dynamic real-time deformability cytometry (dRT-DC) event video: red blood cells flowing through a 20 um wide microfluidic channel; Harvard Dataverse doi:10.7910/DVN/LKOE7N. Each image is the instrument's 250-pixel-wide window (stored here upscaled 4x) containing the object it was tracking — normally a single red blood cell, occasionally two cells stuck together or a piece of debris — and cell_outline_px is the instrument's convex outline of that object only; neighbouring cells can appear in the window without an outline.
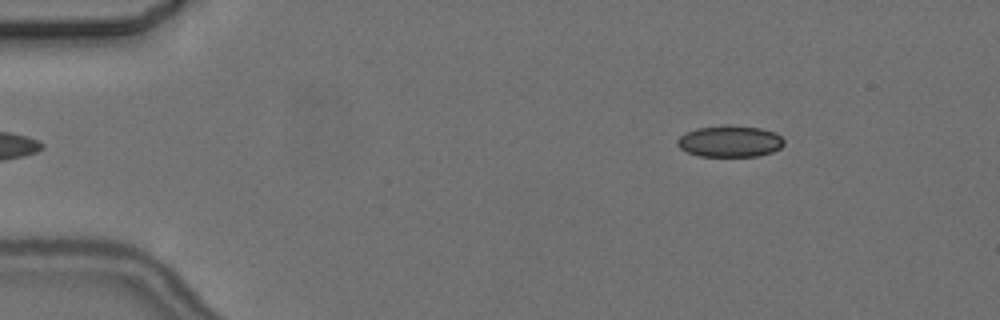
{"species": "common noctule bat (a hibernating species)", "species_latin": "Nyctalus noctula", "temperature_condition": "cold", "stored_images_in_passage": 5, "camera_frame_rate_fps": 3000, "um_per_image_px": 0.085, "animal": {"sex": "female", "body_mass_g": 24.6, "forearm_length_mm": 56.2}, "frame": {"image": 1, "passage_image": 5, "time_ms": 5.0, "image_size_px": [1000, 320], "cell_outline_px": [[784, 144], [780, 148], [772, 152], [760, 156], [700, 156], [688, 152], [680, 148], [676, 144], [676, 140], [680, 136], [696, 128], [760, 128], [776, 132], [784, 140]], "centroid_in_image_um": [62.06, 12.06], "position_along_channel_um": 22.9, "area_um2": 18.79}}